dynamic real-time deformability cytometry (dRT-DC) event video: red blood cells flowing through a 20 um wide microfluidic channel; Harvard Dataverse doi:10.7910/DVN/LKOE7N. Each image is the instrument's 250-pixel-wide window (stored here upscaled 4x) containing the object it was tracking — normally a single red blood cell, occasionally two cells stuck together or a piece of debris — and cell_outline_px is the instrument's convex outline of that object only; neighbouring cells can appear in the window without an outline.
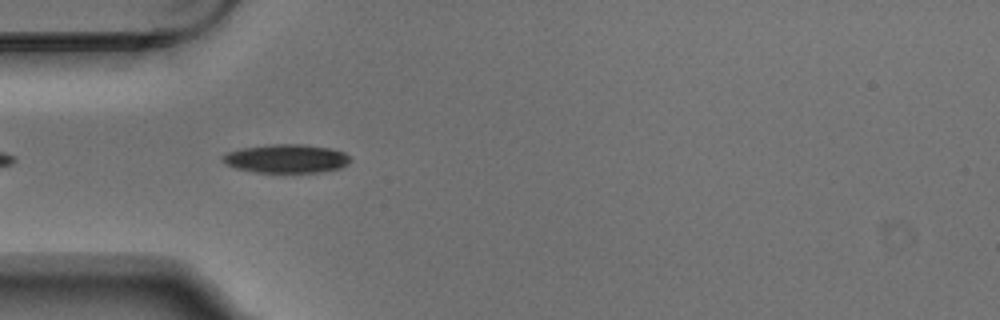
{"species": "Egyptian fruit bat (a non-hibernating species)", "species_latin": "Rousettus aegyptiacus", "temperature_condition": "warm", "stored_images_in_passage": 10, "camera_frame_rate_fps": 3000, "um_per_image_px": 0.085, "animal": {"sex": "male"}, "frame": {"image": 1, "passage_image": 4, "time_ms": 1.0, "image_size_px": [1000, 320], "cell_outline_px": [[352, 160], [348, 164], [340, 168], [324, 172], [256, 172], [236, 168], [220, 160], [220, 156], [228, 152], [240, 148], [276, 144], [304, 144], [332, 148], [344, 152], [352, 156]], "centroid_in_image_um": [24.39, 13.48], "position_along_channel_um": 60.6, "area_um2": 21.5}}
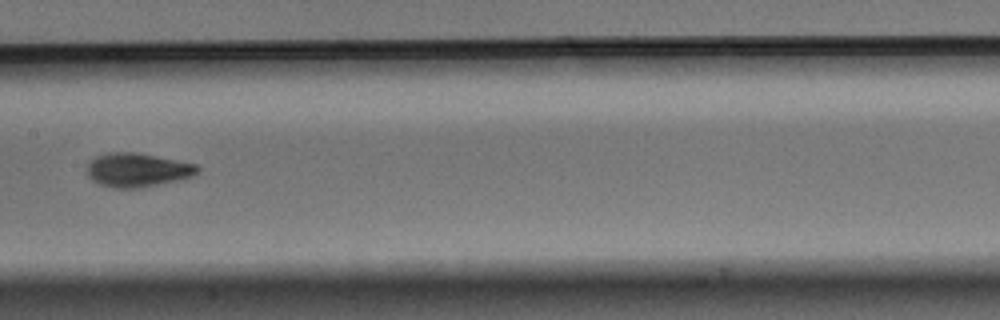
{"frame": {"image": 2, "passage_image": 7, "time_ms": 2.0, "image_size_px": [1000, 320], "cell_outline_px": [[200, 172], [192, 176], [180, 180], [140, 188], [116, 188], [100, 184], [92, 180], [88, 176], [88, 160], [96, 156], [108, 152], [136, 152], [200, 164]], "centroid_in_image_um": [11.72, 14.44], "position_along_channel_um": 195.7, "area_um2": 22.14}}
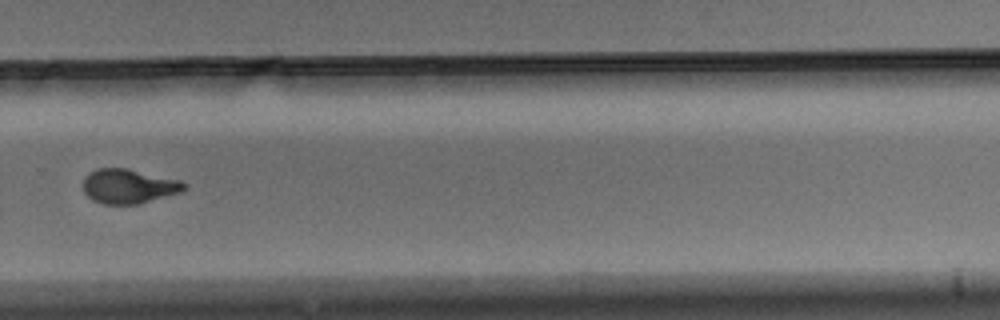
{"frame": {"image": 3, "passage_image": 10, "time_ms": 3.0, "image_size_px": [1000, 320], "cell_outline_px": [[188, 188], [180, 192], [140, 204], [104, 204], [92, 200], [84, 192], [84, 176], [88, 172], [96, 168], [124, 168], [180, 180], [188, 184]], "centroid_in_image_um": [10.94, 15.83], "position_along_channel_um": 318.9, "area_um2": 20.35}}